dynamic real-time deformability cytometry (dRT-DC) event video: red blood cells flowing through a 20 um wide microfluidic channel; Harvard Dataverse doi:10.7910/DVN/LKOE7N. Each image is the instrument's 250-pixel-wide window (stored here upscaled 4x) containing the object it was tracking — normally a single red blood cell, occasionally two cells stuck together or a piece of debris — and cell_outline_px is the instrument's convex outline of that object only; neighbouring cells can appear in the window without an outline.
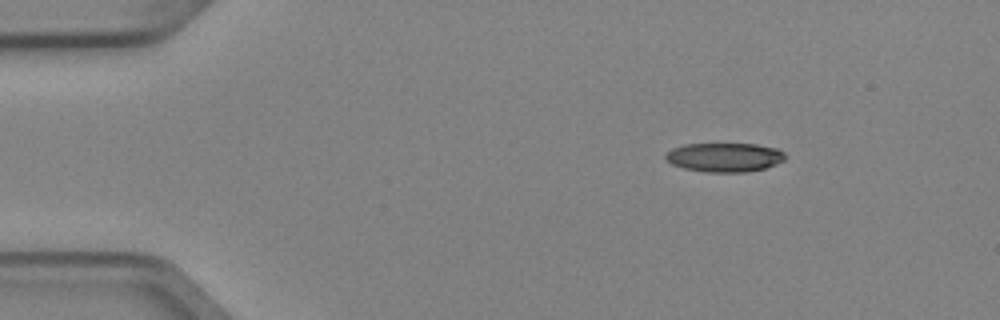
{"species": "Egyptian fruit bat (a non-hibernating species)", "species_latin": "Rousettus aegyptiacus", "temperature_condition": "cold", "stored_images_in_passage": 3, "camera_frame_rate_fps": 3000, "um_per_image_px": 0.085, "animal": {"sex": "female"}, "frame": {"image": 1, "passage_image": 1, "time_ms": 0.0, "image_size_px": [1000, 320], "cell_outline_px": [[784, 160], [776, 164], [764, 168], [748, 172], [708, 172], [684, 168], [672, 164], [664, 156], [672, 148], [684, 144], [756, 144], [776, 148], [784, 152]], "centroid_in_image_um": [61.59, 13.37], "position_along_channel_um": 23.4, "area_um2": 20.11}}